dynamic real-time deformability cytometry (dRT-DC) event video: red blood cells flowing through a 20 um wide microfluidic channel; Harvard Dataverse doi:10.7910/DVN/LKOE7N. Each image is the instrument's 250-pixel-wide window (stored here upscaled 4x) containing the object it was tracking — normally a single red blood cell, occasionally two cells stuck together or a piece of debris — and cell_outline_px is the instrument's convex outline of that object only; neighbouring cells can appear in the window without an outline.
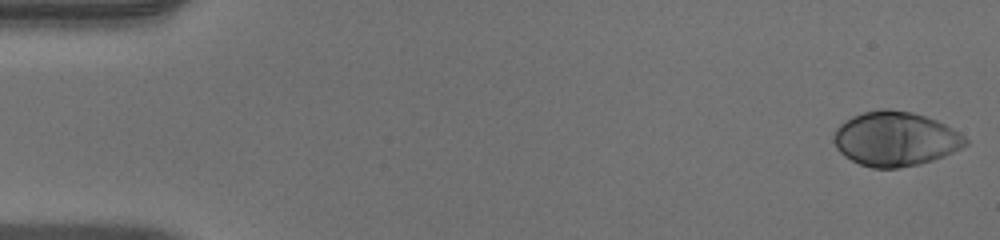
{"species": "human", "species_latin": "Homo sapiens", "temperature_condition": "warm", "stored_images_in_passage": 51, "camera_frame_rate_fps": 3000, "um_per_image_px": 0.085, "donor": {"sex": "male"}, "frame": {"image": 1, "passage_image": 1, "time_ms": 0.0, "image_size_px": [1000, 240], "cell_outline_px": [[968, 144], [944, 156], [920, 164], [900, 168], [872, 168], [860, 164], [844, 156], [836, 148], [832, 140], [832, 136], [836, 128], [840, 124], [852, 116], [864, 112], [880, 108], [884, 108], [912, 112], [936, 120], [960, 132], [968, 140]], "centroid_in_image_um": [76.08, 11.8], "position_along_channel_um": 8.9, "area_um2": 41.91}}
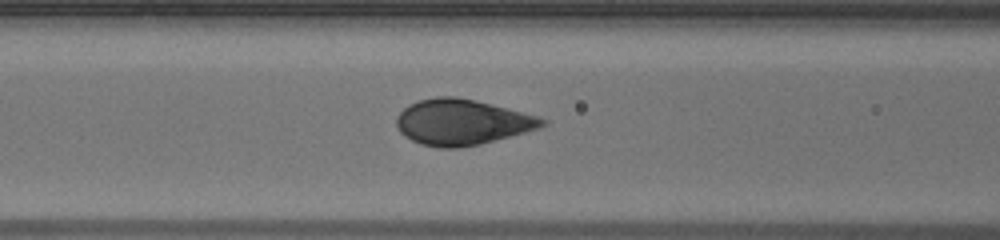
{"frame": {"image": 2, "passage_image": 21, "time_ms": 6.667, "image_size_px": [1000, 240], "cell_outline_px": [[548, 124], [540, 128], [480, 144], [460, 148], [440, 148], [420, 144], [404, 136], [400, 132], [396, 124], [396, 116], [408, 104], [420, 100], [436, 96], [456, 96], [476, 100], [508, 108], [536, 116], [548, 120]], "centroid_in_image_um": [39.25, 10.38], "position_along_channel_um": 127.3, "area_um2": 38.9}}
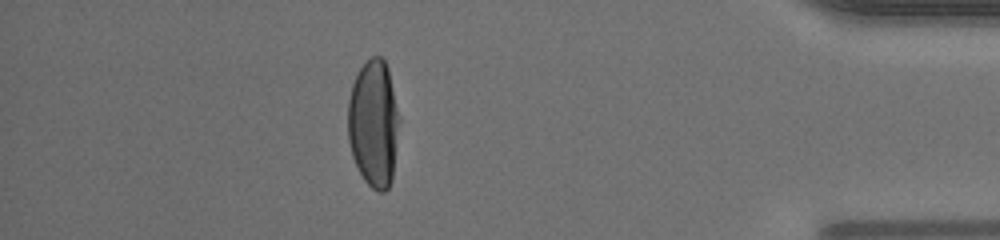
{"frame": {"image": 3, "passage_image": 45, "time_ms": 14.667, "image_size_px": [1000, 240], "cell_outline_px": [[400, 120], [392, 180], [388, 188], [384, 192], [380, 192], [372, 188], [364, 180], [352, 156], [348, 140], [348, 100], [352, 84], [360, 68], [372, 56], [380, 56], [384, 60], [388, 68], [400, 116]], "centroid_in_image_um": [31.77, 10.5], "position_along_channel_um": 403.4, "area_um2": 38.32}, "authors_computed_cell_mechanics": {"area_um2": 39.6508, "velocity_mm_per_s": 3.9883, "shape_relaxation_time_tau1_ms": 3.1657, "shape_relaxation_time_tau2_ms": null, "deformation_change_tau1": 0.2142, "deformation_change_tau2": null}}